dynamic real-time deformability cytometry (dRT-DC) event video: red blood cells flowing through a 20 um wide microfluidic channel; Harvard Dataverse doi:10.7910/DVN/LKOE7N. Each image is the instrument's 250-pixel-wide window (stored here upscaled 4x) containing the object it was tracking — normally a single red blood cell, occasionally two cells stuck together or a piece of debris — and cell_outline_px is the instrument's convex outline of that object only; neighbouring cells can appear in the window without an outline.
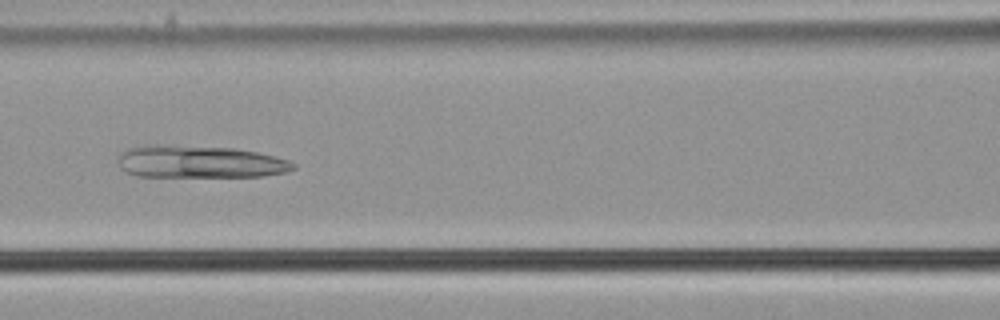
{"species": "common noctule bat (a hibernating species)", "species_latin": "Nyctalus noctula", "temperature_condition": "cold", "stored_images_in_passage": 42, "camera_frame_rate_fps": 3000, "um_per_image_px": 0.085, "animal": {"sex": "male", "body_mass_g": 21.5, "forearm_length_mm": 52.0}, "frame": {"image": 1, "passage_image": 12, "time_ms": 3.667, "image_size_px": [1000, 320], "cell_outline_px": [[296, 168], [288, 172], [260, 176], [136, 176], [124, 172], [120, 168], [116, 160], [116, 156], [120, 152], [128, 148], [144, 144], [160, 144], [232, 148], [256, 152], [288, 160], [296, 164]], "centroid_in_image_um": [16.87, 13.74], "position_along_channel_um": 149.7, "area_um2": 33.41}}
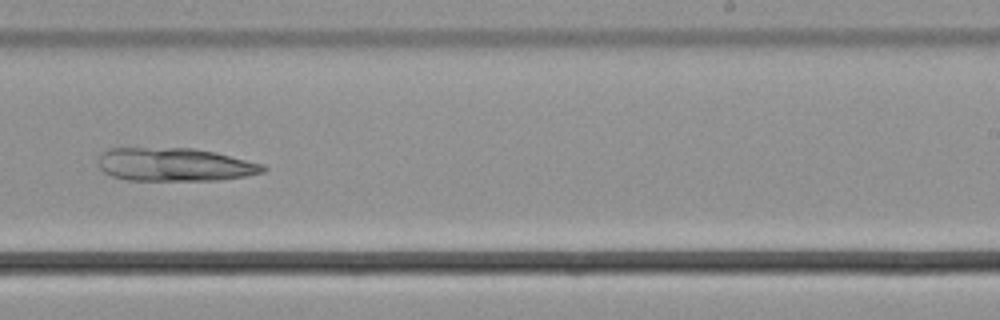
{"frame": {"image": 2, "passage_image": 22, "time_ms": 7.0, "image_size_px": [1000, 320], "cell_outline_px": [[268, 168], [264, 172], [244, 176], [220, 180], [128, 180], [112, 176], [104, 172], [100, 168], [96, 160], [108, 148], [192, 148], [216, 152], [264, 164]], "centroid_in_image_um": [14.86, 13.98], "position_along_channel_um": 274.1, "area_um2": 32.08}}
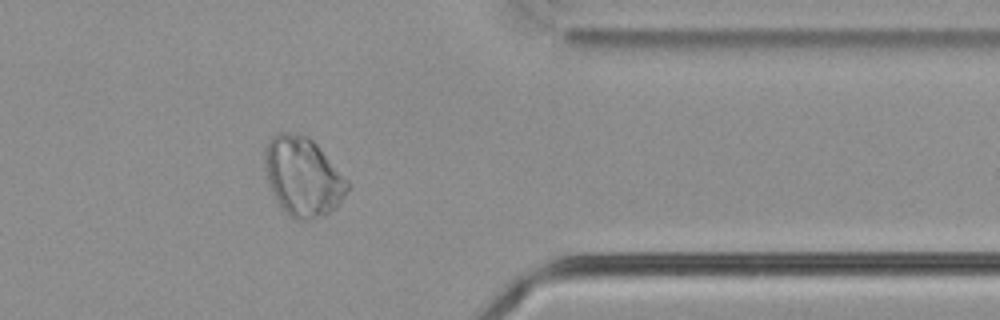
{"frame": {"image": 3, "passage_image": 32, "time_ms": 10.333, "image_size_px": [1000, 320], "cell_outline_px": [[352, 184], [336, 208], [328, 212], [308, 220], [296, 220], [288, 216], [276, 200], [272, 192], [268, 180], [264, 160], [264, 148], [268, 140], [272, 136], [280, 132], [292, 132], [308, 136], [320, 148]], "centroid_in_image_um": [25.75, 15.0], "position_along_channel_um": 385.7, "area_um2": 38.15}}